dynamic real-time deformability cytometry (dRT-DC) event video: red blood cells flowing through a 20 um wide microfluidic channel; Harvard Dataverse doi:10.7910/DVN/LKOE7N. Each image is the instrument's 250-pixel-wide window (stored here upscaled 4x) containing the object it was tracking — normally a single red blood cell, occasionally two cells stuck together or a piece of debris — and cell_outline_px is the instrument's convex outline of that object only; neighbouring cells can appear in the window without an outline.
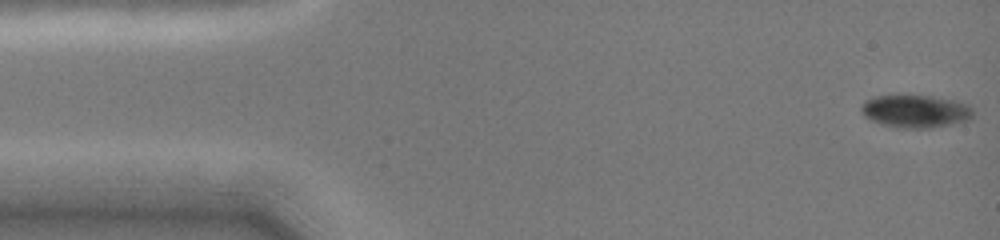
{"species": "common noctule bat (a hibernating species)", "species_latin": "Nyctalus noctula", "temperature_condition": "cold", "stored_images_in_passage": 54, "camera_frame_rate_fps": 3000, "um_per_image_px": 0.085, "animal": {"sex": "female", "body_mass_g": 19.0, "forearm_length_mm": 51.5}, "frame": {"image": 1, "passage_image": 1, "time_ms": 0.0, "image_size_px": [1000, 240], "cell_outline_px": [[972, 116], [968, 120], [932, 128], [900, 128], [884, 124], [872, 120], [864, 116], [860, 108], [864, 100], [872, 96], [932, 96], [956, 100], [968, 104], [972, 108]], "centroid_in_image_um": [77.82, 9.45], "position_along_channel_um": 7.2, "area_um2": 21.27}}
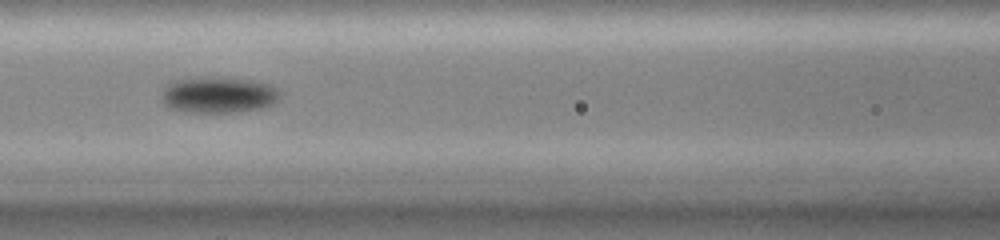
{"frame": {"image": 2, "passage_image": 20, "time_ms": 6.333, "image_size_px": [1000, 240], "cell_outline_px": [[280, 92], [276, 100], [272, 104], [260, 108], [236, 112], [184, 112], [172, 108], [164, 104], [160, 96], [164, 88], [172, 80], [252, 80], [268, 84], [276, 88]], "centroid_in_image_um": [18.54, 8.12], "position_along_channel_um": 148.1, "area_um2": 23.81}}
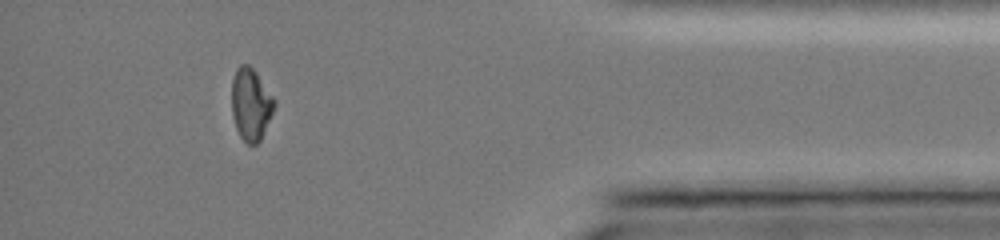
{"frame": {"image": 3, "passage_image": 48, "time_ms": 13.667, "image_size_px": [1000, 240], "cell_outline_px": [[276, 104], [260, 140], [256, 144], [248, 144], [240, 136], [236, 128], [232, 116], [232, 80], [236, 68], [240, 64], [248, 64], [256, 72], [276, 100]], "centroid_in_image_um": [21.31, 8.84], "position_along_channel_um": 413.9, "area_um2": 17.86}, "authors_computed_cell_mechanics": {"area_um2": 21.2415, "velocity_mm_per_s": 4.0467, "shape_relaxation_time_tau1_ms": 1.5378, "shape_relaxation_time_tau2_ms": null, "deformation_change_tau1": 0.0526, "deformation_change_tau2": null}}